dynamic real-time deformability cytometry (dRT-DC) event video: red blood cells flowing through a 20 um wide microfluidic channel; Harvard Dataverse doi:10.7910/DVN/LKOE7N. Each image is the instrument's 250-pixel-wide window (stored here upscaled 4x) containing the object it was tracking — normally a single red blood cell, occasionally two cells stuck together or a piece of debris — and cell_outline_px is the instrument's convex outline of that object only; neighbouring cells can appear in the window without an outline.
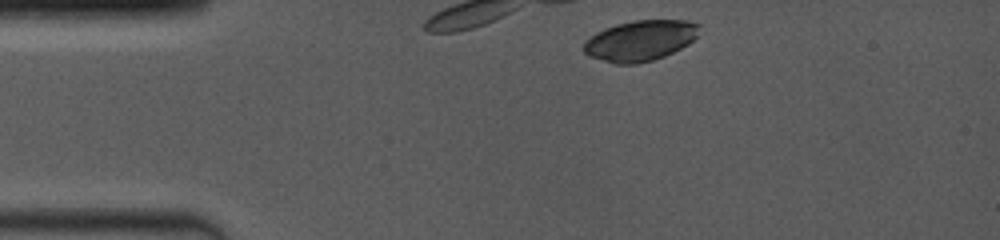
{"species": "common noctule bat (a hibernating species)", "species_latin": "Nyctalus noctula", "temperature_condition": "room temperature", "stored_images_in_passage": 2, "camera_frame_rate_fps": 4000, "um_per_image_px": 0.085, "animal": {"sex": "female", "body_mass_g": 19.0, "forearm_length_mm": 53.3}, "frame": {"image": 1, "passage_image": 1, "time_ms": 0.0, "image_size_px": [1000, 240], "cell_outline_px": [[700, 24], [696, 36], [688, 44], [664, 56], [652, 60], [636, 64], [616, 64], [588, 56], [584, 52], [584, 40], [596, 32], [604, 28], [616, 24], [636, 20], [688, 20]], "centroid_in_image_um": [54.39, 3.44], "position_along_channel_um": 30.6, "area_um2": 27.28}}